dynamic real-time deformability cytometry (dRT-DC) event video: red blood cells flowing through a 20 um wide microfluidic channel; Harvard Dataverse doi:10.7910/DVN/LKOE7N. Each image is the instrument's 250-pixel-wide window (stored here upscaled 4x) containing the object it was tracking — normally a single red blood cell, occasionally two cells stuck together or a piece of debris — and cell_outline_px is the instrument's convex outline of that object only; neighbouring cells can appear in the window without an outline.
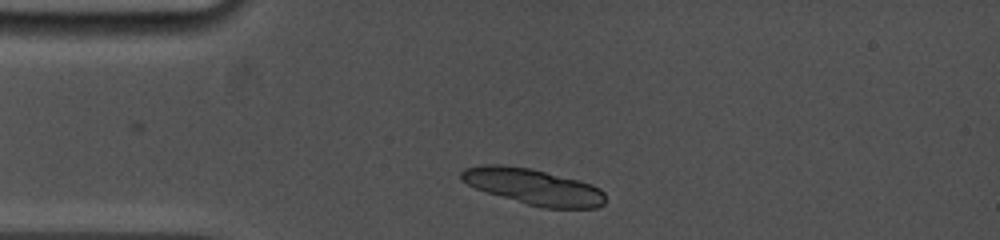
{"species": "common noctule bat (a hibernating species)", "species_latin": "Nyctalus noctula", "temperature_condition": "cold", "stored_images_in_passage": 3, "camera_frame_rate_fps": 5000, "um_per_image_px": 0.085, "animal": {"sex": "female", "body_mass_g": 19.0, "forearm_length_mm": 53.3}, "frame": {"image": 1, "passage_image": 1, "time_ms": 0.0, "image_size_px": [1000, 240], "cell_outline_px": [[604, 204], [596, 208], [544, 208], [528, 204], [488, 192], [476, 188], [460, 180], [460, 172], [464, 168], [484, 164], [500, 164], [528, 168], [580, 180], [592, 184], [600, 188], [604, 192]], "centroid_in_image_um": [45.34, 15.86], "position_along_channel_um": 39.7, "area_um2": 30.0}}